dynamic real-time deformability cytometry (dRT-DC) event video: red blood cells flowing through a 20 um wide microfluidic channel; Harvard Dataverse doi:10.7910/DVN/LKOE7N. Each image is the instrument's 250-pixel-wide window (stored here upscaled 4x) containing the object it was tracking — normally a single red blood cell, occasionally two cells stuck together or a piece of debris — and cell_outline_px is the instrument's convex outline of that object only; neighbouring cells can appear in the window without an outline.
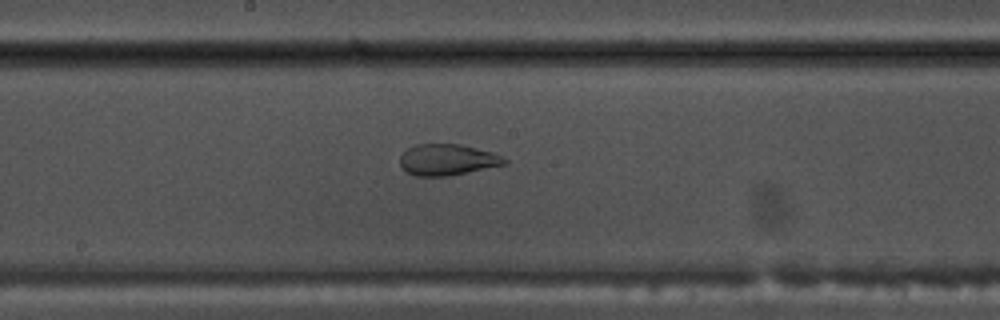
{"species": "common noctule bat (a hibernating species)", "species_latin": "Nyctalus noctula", "temperature_condition": "warm", "stored_images_in_passage": 44, "camera_frame_rate_fps": 3000, "um_per_image_px": 0.085, "animal": {"sex": "male", "body_mass_g": 17.5, "forearm_length_mm": 52.3}, "frame": {"image": 1, "passage_image": 19, "time_ms": 6.0, "image_size_px": [1000, 320], "cell_outline_px": [[508, 164], [448, 176], [416, 176], [408, 172], [400, 164], [400, 156], [408, 148], [416, 144], [460, 144], [492, 152], [508, 160]], "centroid_in_image_um": [38.04, 13.58], "position_along_channel_um": 210.2, "area_um2": 18.9}}
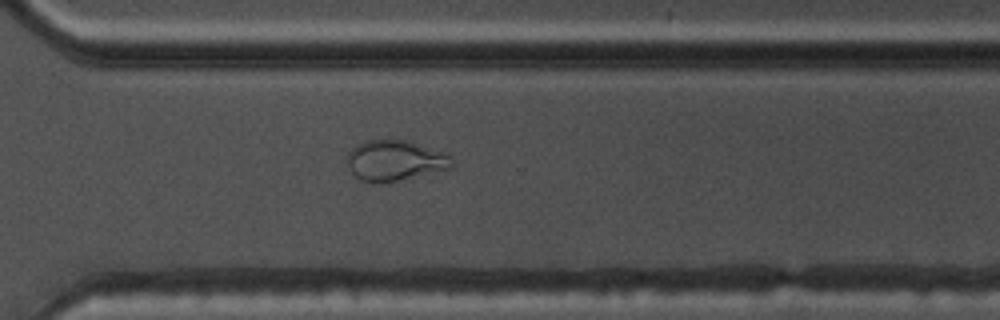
{"frame": {"image": 2, "passage_image": 29, "time_ms": 9.333, "image_size_px": [1000, 320], "cell_outline_px": [[452, 168], [396, 180], [360, 180], [352, 172], [348, 164], [348, 152], [352, 148], [368, 140], [404, 140], [452, 156]], "centroid_in_image_um": [33.57, 13.62], "position_along_channel_um": 337.0, "area_um2": 23.52}}
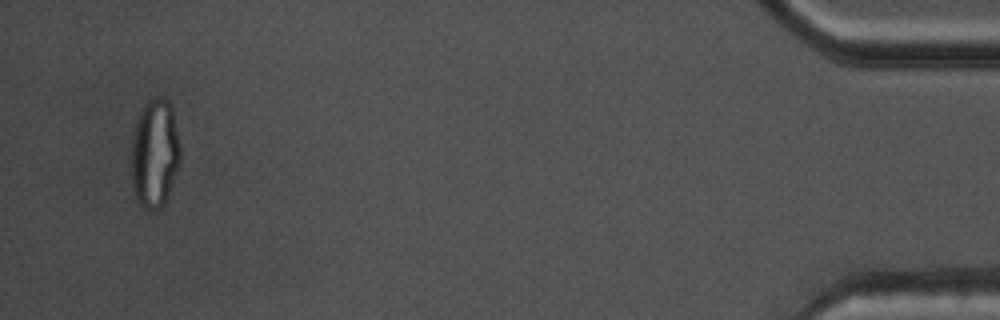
{"frame": {"image": 3, "passage_image": 42, "time_ms": 13.667, "image_size_px": [1000, 320], "cell_outline_px": [[180, 164], [168, 196], [164, 204], [156, 212], [144, 208], [136, 200], [132, 188], [128, 172], [128, 164], [132, 132], [136, 120], [144, 104], [148, 100], [156, 96], [160, 96], [168, 100], [172, 104], [180, 144]], "centroid_in_image_um": [13.1, 13.06], "position_along_channel_um": 422.1, "area_um2": 32.66}, "authors_computed_cell_mechanics": {"area_um2": 25.9811, "velocity_mm_per_s": 3.8102, "shape_relaxation_time_tau1_ms": null, "shape_relaxation_time_tau2_ms": 1.1766, "deformation_change_tau1": null, "deformation_change_tau2": 0.0762}}